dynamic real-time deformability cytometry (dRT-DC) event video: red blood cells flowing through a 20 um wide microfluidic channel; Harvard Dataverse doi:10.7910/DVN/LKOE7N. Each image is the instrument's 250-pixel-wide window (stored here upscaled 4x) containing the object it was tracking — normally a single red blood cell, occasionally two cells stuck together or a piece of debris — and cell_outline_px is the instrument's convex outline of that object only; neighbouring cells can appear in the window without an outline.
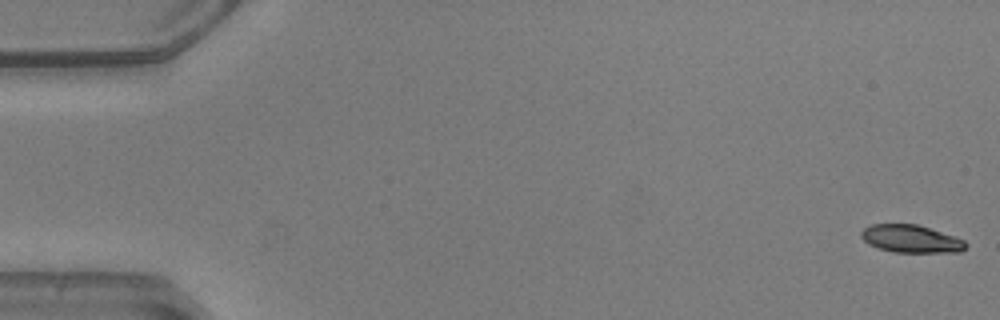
{"species": "common noctule bat (a hibernating species)", "species_latin": "Nyctalus noctula", "temperature_condition": "warm", "stored_images_in_passage": 52, "camera_frame_rate_fps": 3000, "um_per_image_px": 0.085, "animal": {"sex": "male", "body_mass_g": 20.5, "forearm_length_mm": 52.5}, "frame": {"image": 1, "passage_image": 1, "time_ms": 0.0, "image_size_px": [1000, 320], "cell_outline_px": [[968, 244], [960, 252], [892, 252], [868, 244], [860, 236], [860, 232], [864, 228], [872, 224], [916, 224], [964, 240]], "centroid_in_image_um": [77.4, 20.3], "position_along_channel_um": 7.6, "area_um2": 16.65}}
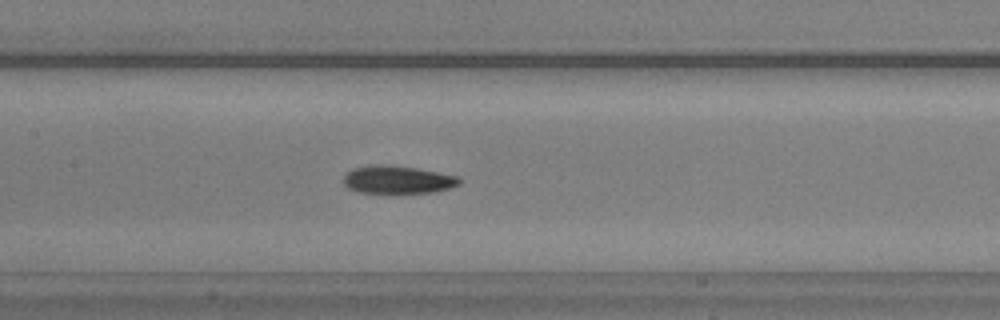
{"frame": {"image": 2, "passage_image": 25, "time_ms": 8.0, "image_size_px": [1000, 320], "cell_outline_px": [[460, 184], [452, 188], [436, 192], [396, 196], [360, 192], [348, 188], [344, 184], [344, 176], [352, 168], [368, 164], [388, 164], [416, 168], [460, 176]], "centroid_in_image_um": [33.82, 15.31], "position_along_channel_um": 173.6, "area_um2": 20.0}}
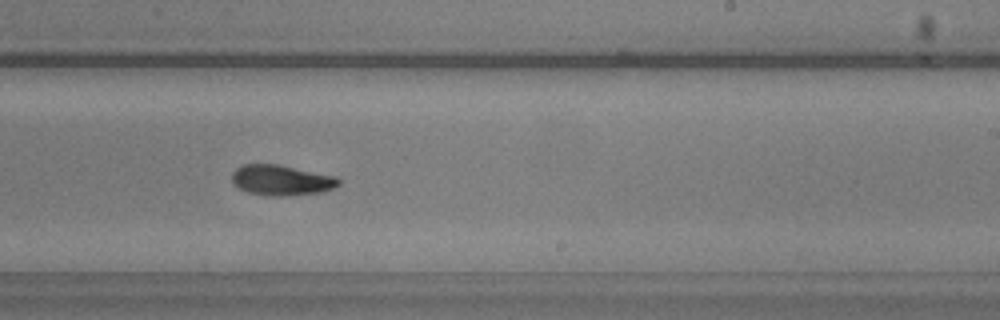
{"frame": {"image": 3, "passage_image": 32, "time_ms": 10.333, "image_size_px": [1000, 320], "cell_outline_px": [[340, 184], [332, 188], [320, 192], [288, 196], [268, 196], [248, 192], [232, 184], [232, 172], [236, 168], [244, 164], [280, 164], [336, 176], [340, 180]], "centroid_in_image_um": [23.91, 15.31], "position_along_channel_um": 265.1, "area_um2": 19.07}, "authors_computed_cell_mechanics": {"area_um2": 18.4671, "velocity_mm_per_s": 3.944, "shape_relaxation_time_tau1_ms": 4.4901, "shape_relaxation_time_tau2_ms": 5.1695, "deformation_change_tau1": 0.176, "deformation_change_tau2": 0.1134}}